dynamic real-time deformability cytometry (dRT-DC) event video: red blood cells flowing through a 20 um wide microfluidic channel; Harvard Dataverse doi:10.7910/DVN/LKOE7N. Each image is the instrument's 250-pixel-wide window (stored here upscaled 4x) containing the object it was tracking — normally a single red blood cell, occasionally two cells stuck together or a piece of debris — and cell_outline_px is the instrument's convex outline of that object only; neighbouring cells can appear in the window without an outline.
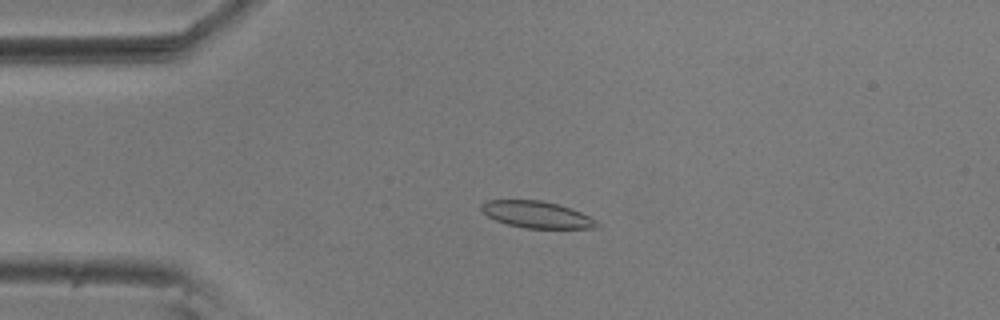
{"species": "common noctule bat (a hibernating species)", "species_latin": "Nyctalus noctula", "temperature_condition": "room temperature", "stored_images_in_passage": 26, "camera_frame_rate_fps": 3000, "um_per_image_px": 0.085, "animal": {"sex": "male", "body_mass_g": 20.5, "forearm_length_mm": 52.5}, "frame": {"image": 1, "passage_image": 13, "time_ms": 4.0, "image_size_px": [1000, 320], "cell_outline_px": [[600, 228], [524, 228], [508, 224], [496, 220], [488, 216], [480, 208], [480, 204], [488, 200], [540, 200], [572, 208], [596, 220], [600, 224]], "centroid_in_image_um": [45.64, 18.24], "position_along_channel_um": 39.4, "area_um2": 17.92}}
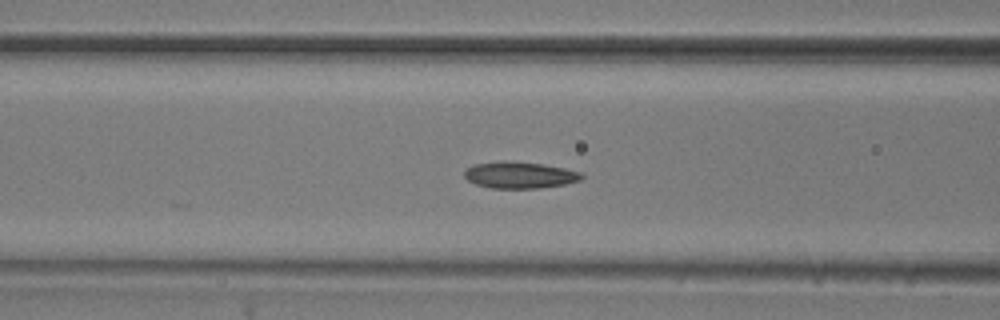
{"frame": {"image": 2, "passage_image": 22, "time_ms": 7.0, "image_size_px": [1000, 320], "cell_outline_px": [[584, 176], [580, 180], [564, 184], [540, 188], [492, 188], [476, 184], [468, 180], [464, 176], [464, 172], [472, 164], [544, 164], [564, 168], [580, 172]], "centroid_in_image_um": [44.22, 14.93], "position_along_channel_um": 122.4, "area_um2": 17.11}}
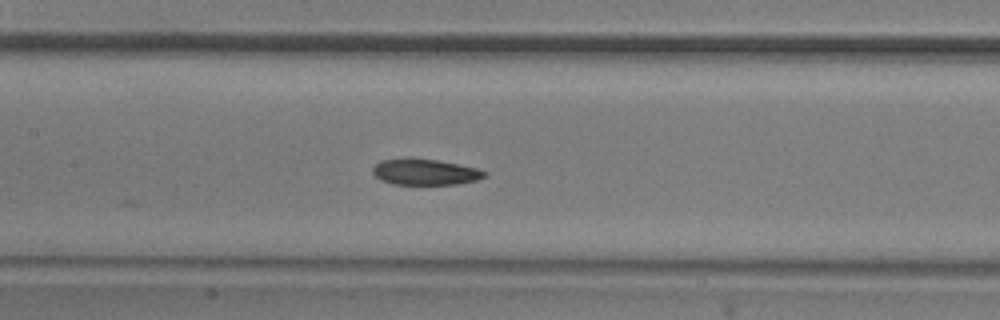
{"frame": {"image": 3, "passage_image": 26, "time_ms": 8.333, "image_size_px": [1000, 320], "cell_outline_px": [[488, 176], [476, 180], [456, 184], [392, 184], [380, 180], [372, 172], [372, 168], [380, 160], [436, 160], [476, 168], [488, 172]], "centroid_in_image_um": [36.16, 14.65], "position_along_channel_um": 171.2, "area_um2": 16.42}}